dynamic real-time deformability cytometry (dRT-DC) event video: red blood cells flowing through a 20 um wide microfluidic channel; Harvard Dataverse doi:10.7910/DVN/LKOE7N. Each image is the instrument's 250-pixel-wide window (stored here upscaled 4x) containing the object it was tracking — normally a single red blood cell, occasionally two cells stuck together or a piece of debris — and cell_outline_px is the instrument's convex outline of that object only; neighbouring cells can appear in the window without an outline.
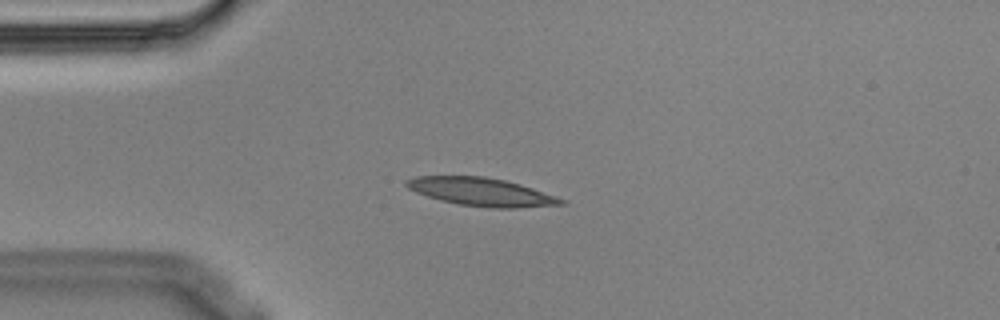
{"species": "Egyptian fruit bat (a non-hibernating species)", "species_latin": "Rousettus aegyptiacus", "temperature_condition": "cold", "stored_images_in_passage": 13, "camera_frame_rate_fps": 3000, "um_per_image_px": 0.085, "animal": {"sex": "male"}, "frame": {"image": 1, "passage_image": 2, "time_ms": 0.333, "image_size_px": [1000, 320], "cell_outline_px": [[568, 204], [516, 208], [488, 208], [460, 204], [440, 200], [416, 192], [408, 188], [404, 184], [404, 180], [416, 176], [484, 176], [504, 180], [520, 184], [568, 200]], "centroid_in_image_um": [40.94, 16.31], "position_along_channel_um": 44.1, "area_um2": 25.43}}
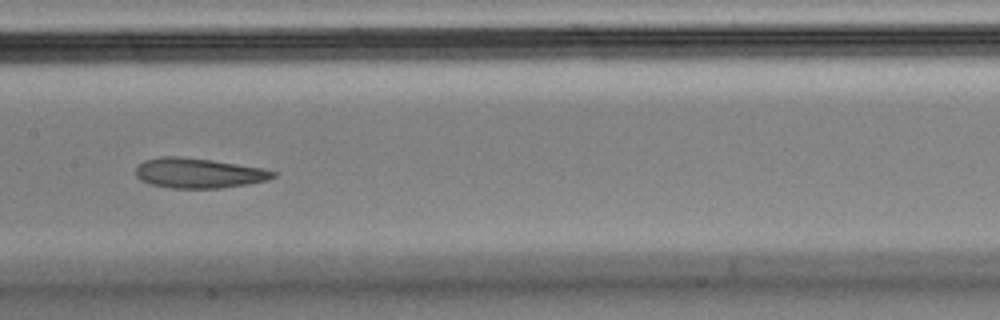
{"frame": {"image": 2, "passage_image": 6, "time_ms": 1.667, "image_size_px": [1000, 320], "cell_outline_px": [[276, 176], [268, 180], [220, 188], [172, 188], [148, 184], [140, 180], [136, 176], [136, 168], [144, 160], [160, 156], [180, 156], [236, 164], [260, 168], [276, 172]], "centroid_in_image_um": [16.82, 14.71], "position_along_channel_um": 190.6, "area_um2": 23.76}}
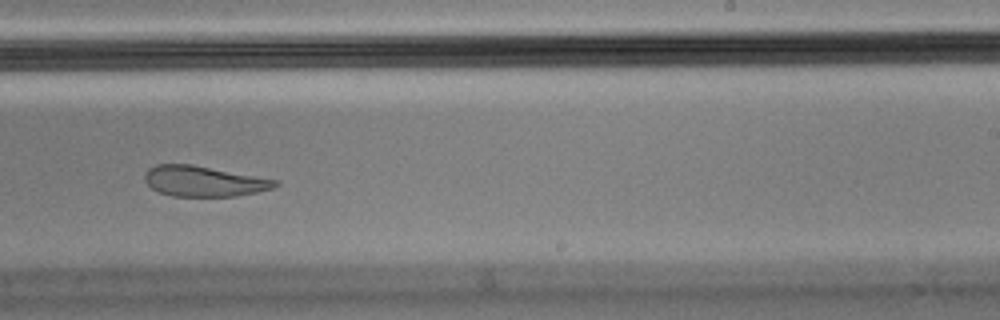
{"frame": {"image": 3, "passage_image": 8, "time_ms": 2.333, "image_size_px": [1000, 320], "cell_outline_px": [[280, 184], [272, 188], [256, 192], [236, 196], [172, 196], [160, 192], [152, 188], [144, 180], [144, 172], [148, 168], [156, 164], [192, 164], [280, 180]], "centroid_in_image_um": [17.33, 15.39], "position_along_channel_um": 271.7, "area_um2": 23.29}}